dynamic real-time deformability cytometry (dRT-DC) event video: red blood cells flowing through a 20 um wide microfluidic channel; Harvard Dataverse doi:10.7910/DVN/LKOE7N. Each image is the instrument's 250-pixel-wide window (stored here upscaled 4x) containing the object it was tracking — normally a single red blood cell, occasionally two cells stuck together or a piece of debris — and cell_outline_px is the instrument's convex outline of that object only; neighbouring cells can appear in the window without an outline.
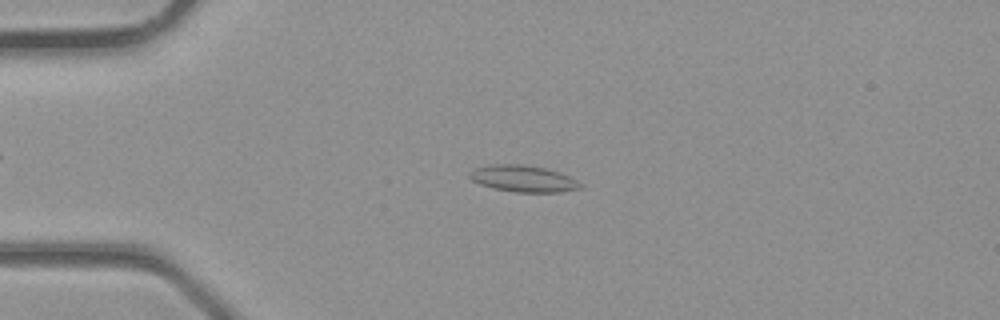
{"species": "common noctule bat (a hibernating species)", "species_latin": "Nyctalus noctula", "temperature_condition": "room temperature", "stored_images_in_passage": 3, "camera_frame_rate_fps": 3000, "um_per_image_px": 0.085, "animal": {"sex": "male", "body_mass_g": 23.1, "forearm_length_mm": 52.7}, "frame": {"image": 1, "passage_image": 3, "time_ms": 0.667, "image_size_px": [1000, 320], "cell_outline_px": [[584, 188], [560, 192], [512, 192], [492, 188], [480, 184], [472, 180], [468, 176], [468, 172], [476, 168], [488, 164], [520, 164], [544, 168], [560, 172], [576, 180]], "centroid_in_image_um": [44.44, 15.19], "position_along_channel_um": 40.6, "area_um2": 17.22}}